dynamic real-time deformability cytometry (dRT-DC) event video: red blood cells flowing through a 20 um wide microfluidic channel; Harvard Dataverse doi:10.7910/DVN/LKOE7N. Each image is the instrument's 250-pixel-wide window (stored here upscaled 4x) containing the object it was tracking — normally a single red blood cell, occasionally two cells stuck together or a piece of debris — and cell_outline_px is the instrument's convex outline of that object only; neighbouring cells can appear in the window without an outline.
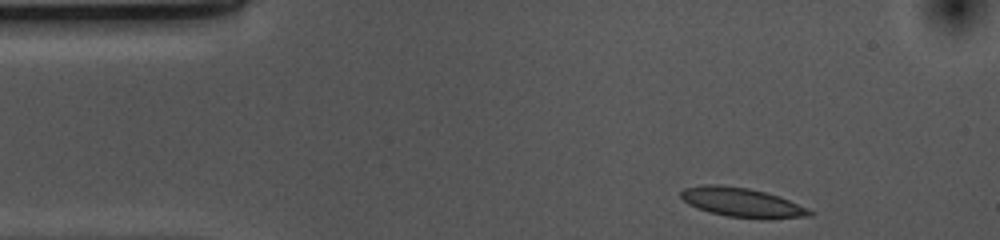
{"species": "common noctule bat (a hibernating species)", "species_latin": "Nyctalus noctula", "temperature_condition": "cold", "stored_images_in_passage": 36, "camera_frame_rate_fps": 3000, "um_per_image_px": 0.085, "animal": {"sex": "female", "body_mass_g": 10.0, "forearm_length_mm": 53.1}, "frame": {"image": 1, "passage_image": 1, "time_ms": 0.0, "image_size_px": [1000, 240], "cell_outline_px": [[812, 216], [764, 220], [728, 216], [696, 208], [688, 204], [680, 196], [680, 192], [684, 188], [704, 184], [716, 184], [748, 188], [780, 196], [808, 208], [812, 212]], "centroid_in_image_um": [63.09, 17.22], "position_along_channel_um": 21.9, "area_um2": 22.14}}
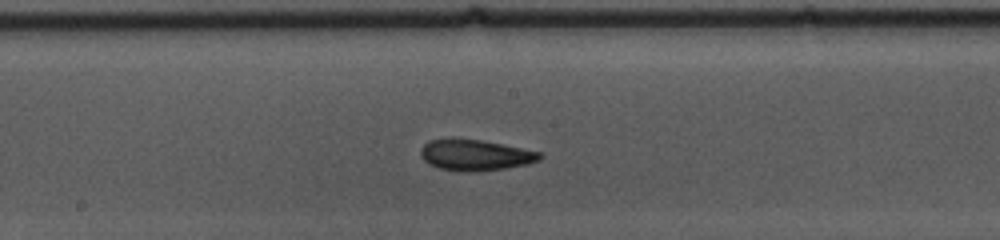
{"frame": {"image": 2, "passage_image": 21, "time_ms": 6.667, "image_size_px": [1000, 240], "cell_outline_px": [[544, 156], [540, 160], [528, 164], [504, 168], [464, 172], [440, 168], [428, 164], [420, 156], [420, 148], [428, 140], [452, 136], [480, 140], [540, 152]], "centroid_in_image_um": [40.33, 13.15], "position_along_channel_um": 207.9, "area_um2": 21.73}}
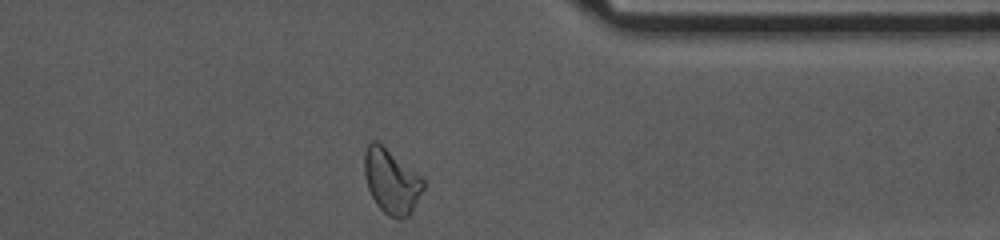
{"frame": {"image": 3, "passage_image": 36, "time_ms": 11.667, "image_size_px": [1000, 240], "cell_outline_px": [[424, 188], [412, 212], [408, 216], [400, 220], [388, 216], [376, 204], [368, 188], [364, 172], [364, 152], [368, 144], [372, 140], [376, 140], [420, 176], [424, 180]], "centroid_in_image_um": [33.26, 15.44], "position_along_channel_um": 378.1, "area_um2": 21.96}, "authors_computed_cell_mechanics": {"area_um2": 21.1548, "velocity_mm_per_s": 3.6579, "shape_relaxation_time_tau1_ms": null, "shape_relaxation_time_tau2_ms": 4.2999, "deformation_change_tau1": null, "deformation_change_tau2": 0.1025}}